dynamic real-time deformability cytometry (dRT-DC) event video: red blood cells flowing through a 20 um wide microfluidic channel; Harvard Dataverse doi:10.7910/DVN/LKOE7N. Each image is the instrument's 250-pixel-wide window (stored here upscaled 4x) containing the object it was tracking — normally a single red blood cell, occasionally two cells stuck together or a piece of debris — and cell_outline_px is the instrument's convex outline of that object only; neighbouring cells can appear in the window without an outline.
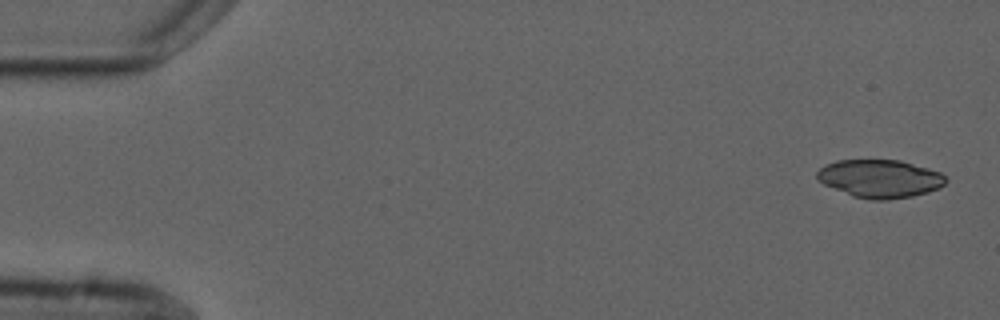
{"species": "common noctule bat (a hibernating species)", "species_latin": "Nyctalus noctula", "temperature_condition": "cold", "stored_images_in_passage": 5, "camera_frame_rate_fps": 3000, "um_per_image_px": 0.085, "animal": {"sex": "male", "forearm_length_mm": 52.5}, "frame": {"image": 1, "passage_image": 1, "time_ms": 0.0, "image_size_px": [1000, 320], "cell_outline_px": [[948, 180], [940, 188], [928, 192], [912, 196], [888, 200], [872, 200], [852, 196], [824, 184], [816, 176], [816, 172], [824, 164], [836, 160], [900, 160], [928, 168], [940, 172]], "centroid_in_image_um": [74.8, 15.18], "position_along_channel_um": 10.2, "area_um2": 28.61}}